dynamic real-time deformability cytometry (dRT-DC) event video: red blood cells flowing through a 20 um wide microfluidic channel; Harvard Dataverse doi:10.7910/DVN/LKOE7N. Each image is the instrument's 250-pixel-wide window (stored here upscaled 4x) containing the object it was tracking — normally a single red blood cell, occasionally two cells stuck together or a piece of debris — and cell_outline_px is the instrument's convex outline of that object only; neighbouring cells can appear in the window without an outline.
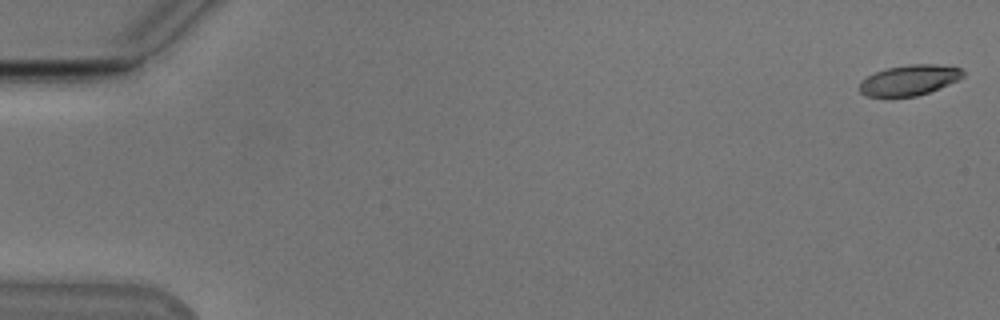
{"species": "Egyptian fruit bat (a non-hibernating species)", "species_latin": "Rousettus aegyptiacus", "temperature_condition": "cold", "stored_images_in_passage": 51, "camera_frame_rate_fps": 3000, "um_per_image_px": 0.085, "animal": {"sex": "male"}, "frame": {"image": 1, "passage_image": 1, "time_ms": 0.0, "image_size_px": [1000, 320], "cell_outline_px": [[964, 76], [960, 80], [928, 92], [916, 96], [888, 100], [868, 96], [860, 92], [860, 80], [876, 72], [888, 68], [908, 64], [936, 64], [960, 68], [964, 72]], "centroid_in_image_um": [77.26, 6.85], "position_along_channel_um": 7.7, "area_um2": 18.9}}
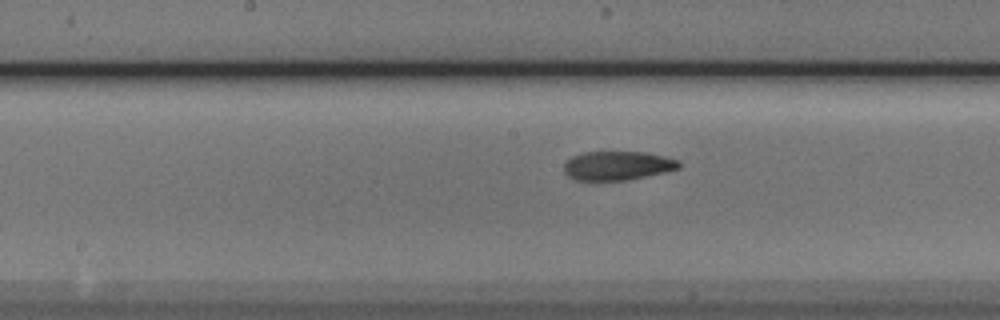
{"frame": {"image": 2, "passage_image": 28, "time_ms": 9.0, "image_size_px": [1000, 320], "cell_outline_px": [[680, 168], [664, 172], [628, 180], [572, 180], [564, 172], [564, 164], [572, 156], [584, 152], [648, 152], [680, 160]], "centroid_in_image_um": [52.49, 14.08], "position_along_channel_um": 195.7, "area_um2": 19.48}}
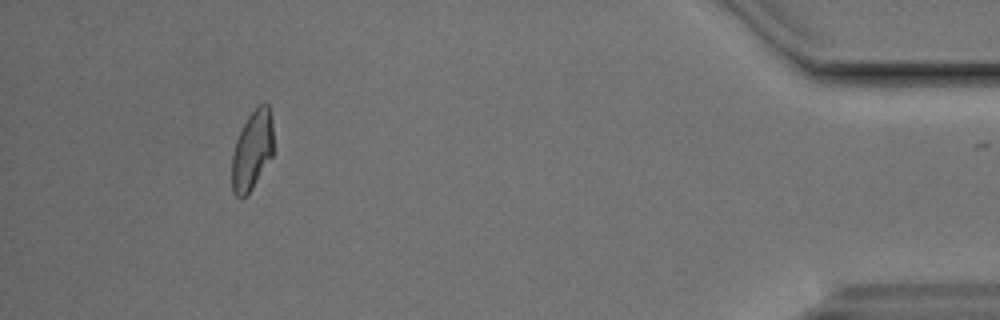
{"frame": {"image": 3, "passage_image": 50, "time_ms": 16.333, "image_size_px": [1000, 320], "cell_outline_px": [[276, 152], [252, 188], [244, 196], [236, 196], [232, 192], [232, 152], [236, 140], [248, 116], [260, 104], [268, 104], [272, 124]], "centroid_in_image_um": [21.47, 12.78], "position_along_channel_um": 413.7, "area_um2": 19.36}, "authors_computed_cell_mechanics": {"area_um2": 19.941, "velocity_mm_per_s": 3.8261, "shape_relaxation_time_tau1_ms": 10.7157, "shape_relaxation_time_tau2_ms": 2.7879, "deformation_change_tau1": 0.2388, "deformation_change_tau2": 0.098}}